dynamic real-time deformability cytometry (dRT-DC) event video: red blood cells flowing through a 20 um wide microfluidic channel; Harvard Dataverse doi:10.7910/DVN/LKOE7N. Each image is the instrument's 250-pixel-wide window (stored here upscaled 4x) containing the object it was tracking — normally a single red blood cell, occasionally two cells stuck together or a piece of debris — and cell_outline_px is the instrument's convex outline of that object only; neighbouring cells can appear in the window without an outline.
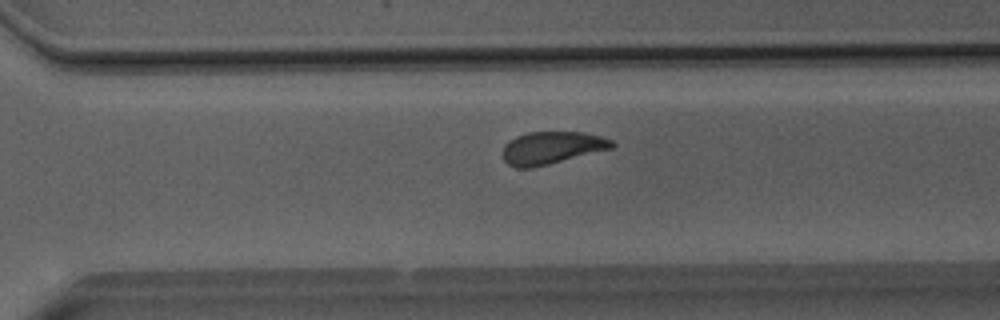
{"species": "Egyptian fruit bat (a non-hibernating species)", "species_latin": "Rousettus aegyptiacus", "temperature_condition": "room temperature", "stored_images_in_passage": 35, "camera_frame_rate_fps": 3000, "um_per_image_px": 0.085, "animal": {"sex": "male"}, "frame": {"image": 1, "passage_image": 20, "time_ms": 6.333, "image_size_px": [1000, 320], "cell_outline_px": [[616, 144], [612, 148], [532, 168], [516, 168], [508, 164], [504, 160], [504, 144], [508, 140], [516, 136], [528, 132], [580, 132], [600, 136], [612, 140]], "centroid_in_image_um": [46.87, 12.56], "position_along_channel_um": 323.7, "area_um2": 20.52}}
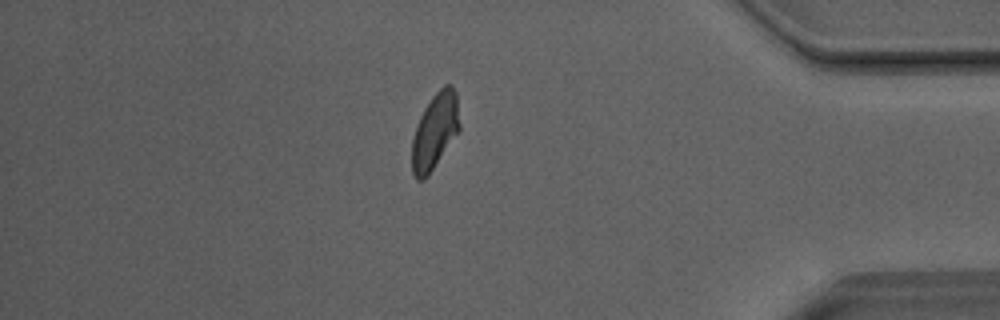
{"frame": {"image": 2, "passage_image": 28, "time_ms": 9.0, "image_size_px": [1000, 320], "cell_outline_px": [[460, 128], [428, 176], [424, 180], [416, 180], [412, 176], [412, 140], [416, 124], [424, 108], [432, 96], [444, 84], [452, 84], [456, 92], [460, 124]], "centroid_in_image_um": [36.95, 11.14], "position_along_channel_um": 398.3, "area_um2": 21.1}}
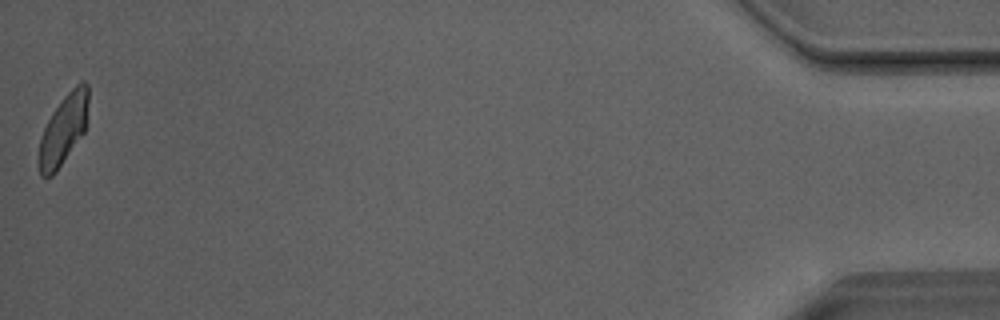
{"frame": {"image": 3, "passage_image": 35, "time_ms": 11.333, "image_size_px": [1000, 320], "cell_outline_px": [[88, 100], [84, 132], [56, 172], [52, 176], [40, 176], [40, 136], [52, 112], [64, 96], [80, 80], [84, 80], [88, 84]], "centroid_in_image_um": [5.41, 10.96], "position_along_channel_um": 429.8, "area_um2": 19.77}, "authors_computed_cell_mechanics": {"area_um2": 21.1548, "velocity_mm_per_s": 4.0277, "shape_relaxation_time_tau1_ms": null, "shape_relaxation_time_tau2_ms": 2.0573, "deformation_change_tau1": null, "deformation_change_tau2": 0.0792}}